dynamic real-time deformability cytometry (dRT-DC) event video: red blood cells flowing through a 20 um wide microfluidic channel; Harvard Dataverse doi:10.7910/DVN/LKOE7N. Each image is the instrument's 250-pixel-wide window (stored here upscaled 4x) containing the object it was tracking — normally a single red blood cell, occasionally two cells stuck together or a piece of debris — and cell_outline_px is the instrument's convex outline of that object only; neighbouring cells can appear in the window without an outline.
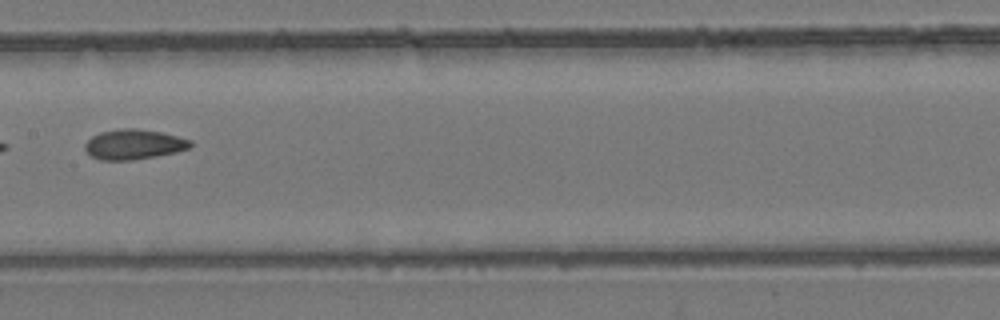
{"species": "common noctule bat (a hibernating species)", "species_latin": "Nyctalus noctula", "temperature_condition": "room temperature", "stored_images_in_passage": 9, "camera_frame_rate_fps": 3000, "um_per_image_px": 0.085, "animal": {"sex": "female", "body_mass_g": 24.6, "forearm_length_mm": 56.2}, "frame": {"image": 1, "passage_image": 8, "time_ms": 2.333, "image_size_px": [1000, 320], "cell_outline_px": [[192, 144], [188, 148], [176, 152], [156, 156], [132, 160], [100, 160], [92, 156], [84, 148], [84, 144], [92, 136], [100, 132], [120, 128], [136, 128], [160, 132], [192, 140]], "centroid_in_image_um": [11.35, 12.27], "position_along_channel_um": 196.0, "area_um2": 18.38}}
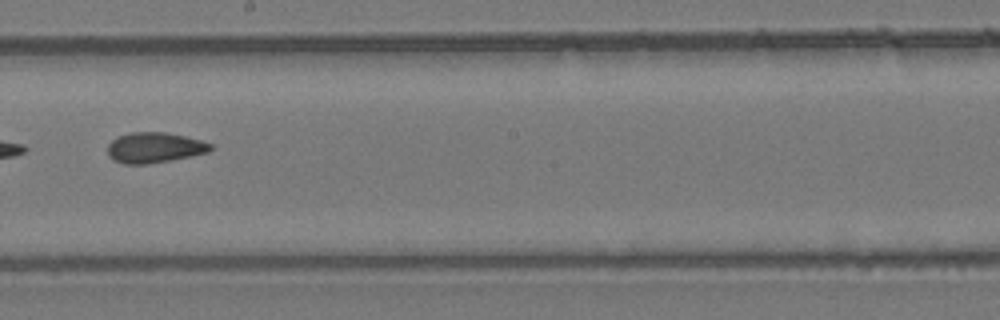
{"frame": {"image": 2, "passage_image": 9, "time_ms": 2.667, "image_size_px": [1000, 320], "cell_outline_px": [[212, 148], [208, 152], [148, 164], [124, 164], [112, 160], [108, 156], [108, 144], [112, 140], [120, 136], [132, 132], [164, 132], [184, 136], [200, 140], [212, 144]], "centroid_in_image_um": [13.09, 12.55], "position_along_channel_um": 235.1, "area_um2": 18.03}}